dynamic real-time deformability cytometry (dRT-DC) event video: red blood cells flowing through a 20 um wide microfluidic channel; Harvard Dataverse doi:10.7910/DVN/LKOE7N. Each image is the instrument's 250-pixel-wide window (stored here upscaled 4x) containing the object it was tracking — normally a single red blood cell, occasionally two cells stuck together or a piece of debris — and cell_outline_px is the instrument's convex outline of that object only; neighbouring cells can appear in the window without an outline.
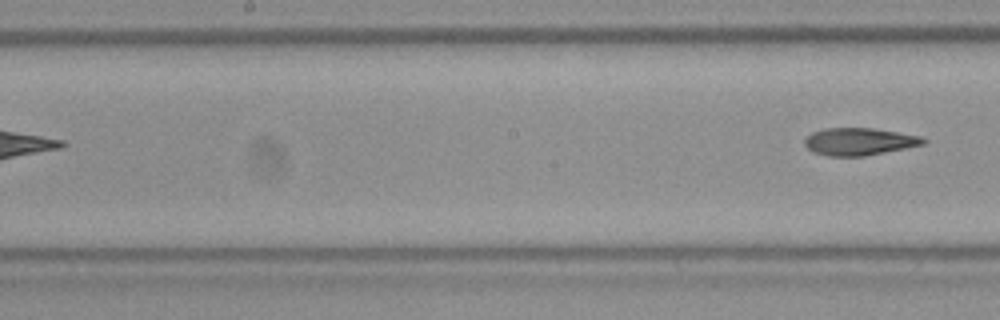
{"species": "Egyptian fruit bat (a non-hibernating species)", "species_latin": "Rousettus aegyptiacus", "temperature_condition": "room temperature", "stored_images_in_passage": 7, "segment_of_instrument_passage": [2, 2], "camera_frame_rate_fps": 3000, "um_per_image_px": 0.085, "frame": {"image": 1, "passage_image": 7, "time_ms": 2.0, "image_size_px": [1000, 320], "cell_outline_px": [[928, 140], [924, 144], [864, 156], [828, 156], [812, 152], [804, 144], [804, 140], [812, 132], [824, 128], [872, 128], [920, 136]], "centroid_in_image_um": [73.0, 12.03], "position_along_channel_um": 175.2, "area_um2": 18.79}}